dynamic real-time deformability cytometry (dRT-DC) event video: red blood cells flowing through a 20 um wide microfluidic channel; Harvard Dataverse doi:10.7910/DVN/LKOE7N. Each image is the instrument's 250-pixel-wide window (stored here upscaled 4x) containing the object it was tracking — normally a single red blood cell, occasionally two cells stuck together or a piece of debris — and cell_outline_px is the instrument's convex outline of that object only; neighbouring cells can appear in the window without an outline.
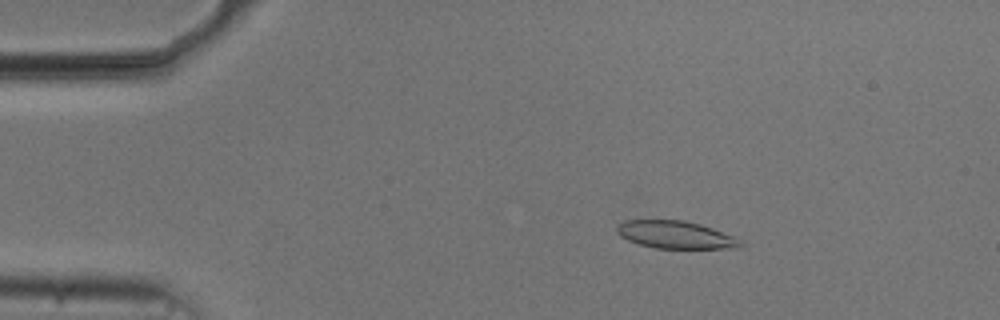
{"species": "common noctule bat (a hibernating species)", "species_latin": "Nyctalus noctula", "temperature_condition": "cold", "stored_images_in_passage": 54, "camera_frame_rate_fps": 3000, "um_per_image_px": 0.085, "animal": {"sex": "male", "body_mass_g": 20.5, "forearm_length_mm": 52.5}, "frame": {"image": 1, "passage_image": 9, "time_ms": 2.667, "image_size_px": [1000, 320], "cell_outline_px": [[744, 248], [656, 248], [640, 244], [628, 240], [620, 236], [616, 232], [616, 228], [624, 220], [684, 220], [700, 224], [712, 228], [732, 236], [740, 240], [744, 244]], "centroid_in_image_um": [57.43, 19.96], "position_along_channel_um": 27.6, "area_um2": 19.77}}
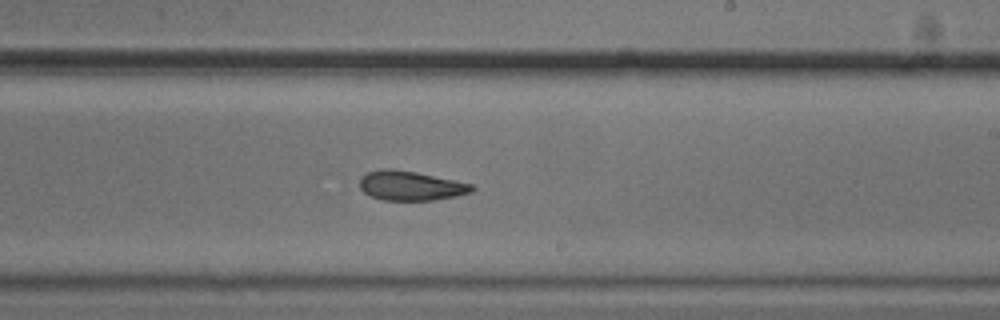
{"frame": {"image": 2, "passage_image": 32, "time_ms": 10.333, "image_size_px": [1000, 320], "cell_outline_px": [[476, 188], [472, 192], [456, 196], [432, 200], [380, 200], [364, 192], [360, 188], [360, 176], [368, 172], [380, 168], [392, 168], [416, 172], [472, 184]], "centroid_in_image_um": [34.88, 15.78], "position_along_channel_um": 254.1, "area_um2": 19.31}}
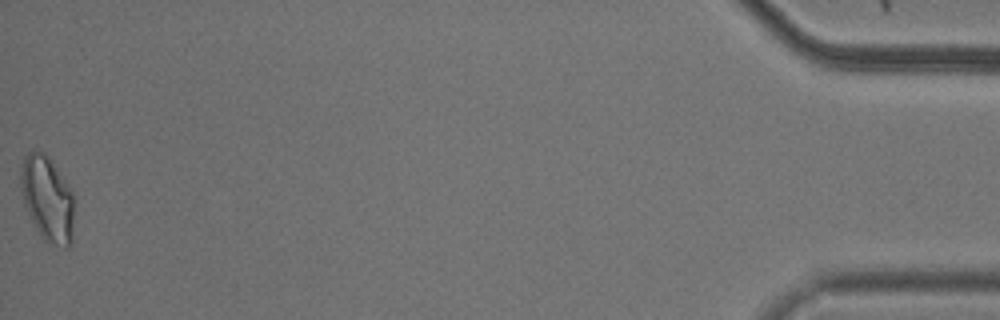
{"frame": {"image": 3, "passage_image": 54, "time_ms": 17.667, "image_size_px": [1000, 320], "cell_outline_px": [[72, 244], [68, 248], [64, 248], [44, 240], [40, 236], [24, 204], [20, 184], [20, 168], [24, 156], [32, 148], [36, 148], [44, 152], [48, 156], [72, 192]], "centroid_in_image_um": [3.99, 16.86], "position_along_channel_um": 431.2, "area_um2": 26.41}, "authors_computed_cell_mechanics": {"area_um2": 20.519, "velocity_mm_per_s": 3.7395, "shape_relaxation_time_tau1_ms": null, "shape_relaxation_time_tau2_ms": 4.6287, "deformation_change_tau1": null, "deformation_change_tau2": 0.1166}}